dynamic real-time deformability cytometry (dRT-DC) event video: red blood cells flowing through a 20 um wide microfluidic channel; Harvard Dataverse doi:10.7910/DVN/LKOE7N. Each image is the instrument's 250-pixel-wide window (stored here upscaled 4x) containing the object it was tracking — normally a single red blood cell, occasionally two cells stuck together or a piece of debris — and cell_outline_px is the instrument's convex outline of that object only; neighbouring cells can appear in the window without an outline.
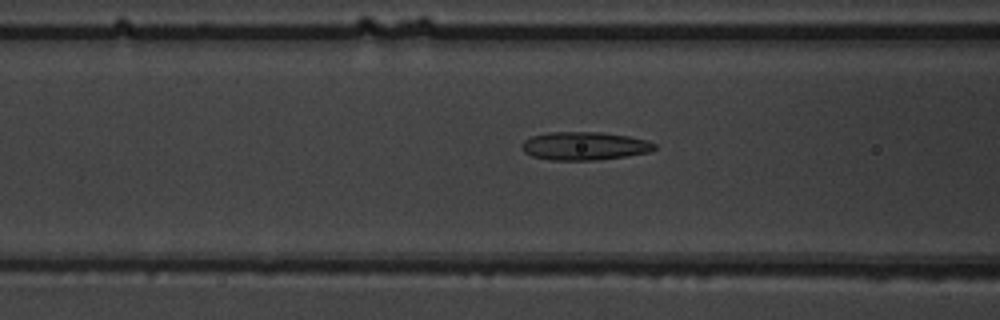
{"species": "common noctule bat (a hibernating species)", "species_latin": "Nyctalus noctula", "temperature_condition": "warm", "stored_images_in_passage": 46, "camera_frame_rate_fps": 3000, "um_per_image_px": 0.085, "animal": {"sex": "male", "body_mass_g": 19.5, "forearm_length_mm": 54.6}, "frame": {"image": 1, "passage_image": 16, "time_ms": 5.0, "image_size_px": [1000, 320], "cell_outline_px": [[656, 148], [652, 152], [596, 160], [548, 160], [532, 156], [524, 152], [520, 148], [520, 144], [524, 140], [532, 136], [548, 132], [600, 132], [628, 136], [648, 140], [656, 144]], "centroid_in_image_um": [49.66, 12.41], "position_along_channel_um": 116.9, "area_um2": 22.02}}
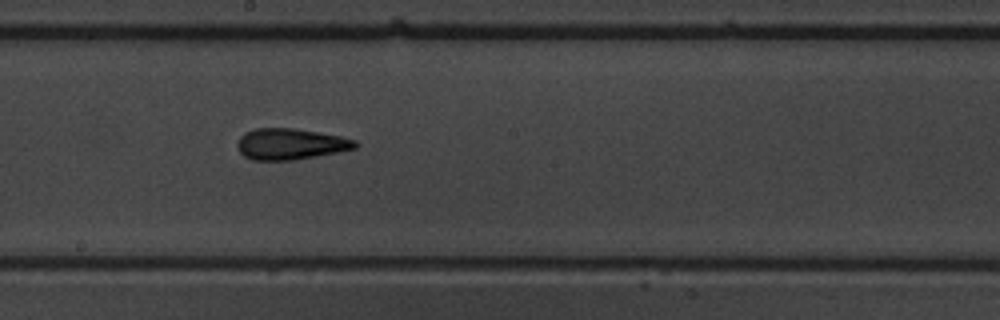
{"frame": {"image": 2, "passage_image": 24, "time_ms": 7.667, "image_size_px": [1000, 320], "cell_outline_px": [[360, 144], [356, 148], [296, 160], [252, 160], [244, 156], [240, 152], [236, 144], [240, 136], [244, 132], [256, 128], [292, 128], [340, 136], [356, 140]], "centroid_in_image_um": [24.67, 12.24], "position_along_channel_um": 223.5, "area_um2": 21.39}}
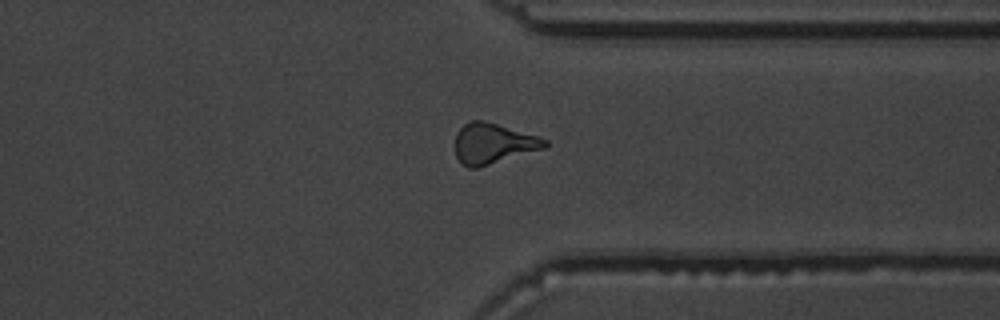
{"frame": {"image": 3, "passage_image": 35, "time_ms": 11.333, "image_size_px": [1000, 320], "cell_outline_px": [[548, 144], [544, 148], [476, 168], [468, 168], [456, 156], [456, 132], [464, 124], [472, 120], [484, 120], [540, 136], [548, 140]], "centroid_in_image_um": [41.93, 12.17], "position_along_channel_um": 369.5, "area_um2": 20.98}, "authors_computed_cell_mechanics": {"area_um2": 21.2415, "velocity_mm_per_s": 3.9995, "shape_relaxation_time_tau1_ms": 10.6515, "shape_relaxation_time_tau2_ms": 2.1637, "deformation_change_tau1": 0.2539, "deformation_change_tau2": 0.1249}}